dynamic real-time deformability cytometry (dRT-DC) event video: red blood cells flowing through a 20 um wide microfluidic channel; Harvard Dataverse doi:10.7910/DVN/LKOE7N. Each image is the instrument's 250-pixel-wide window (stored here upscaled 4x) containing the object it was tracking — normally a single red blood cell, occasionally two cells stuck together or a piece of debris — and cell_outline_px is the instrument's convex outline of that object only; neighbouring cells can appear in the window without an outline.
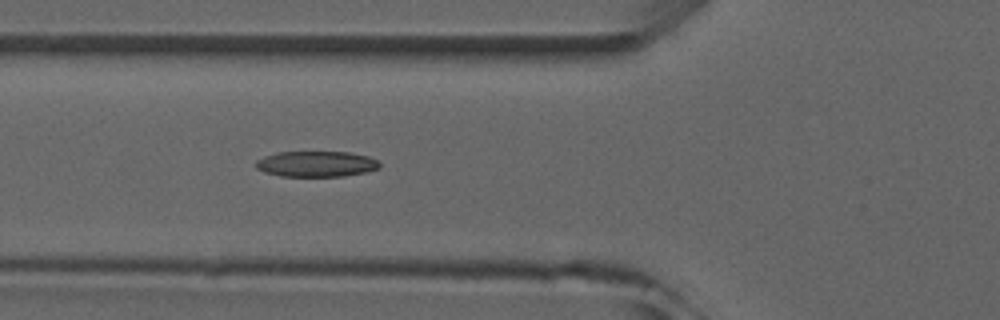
{"species": "common noctule bat (a hibernating species)", "species_latin": "Nyctalus noctula", "temperature_condition": "room temperature", "stored_images_in_passage": 2, "camera_frame_rate_fps": 3000, "um_per_image_px": 0.085, "animal": {"sex": "male", "forearm_length_mm": 52.5}, "frame": {"image": 1, "passage_image": 2, "time_ms": 1.0, "image_size_px": [1000, 320], "cell_outline_px": [[380, 168], [364, 172], [344, 176], [280, 176], [264, 172], [256, 168], [256, 160], [264, 156], [276, 152], [348, 152], [368, 156], [380, 160]], "centroid_in_image_um": [26.89, 13.93], "position_along_channel_um": 98.9, "area_um2": 18.61}}